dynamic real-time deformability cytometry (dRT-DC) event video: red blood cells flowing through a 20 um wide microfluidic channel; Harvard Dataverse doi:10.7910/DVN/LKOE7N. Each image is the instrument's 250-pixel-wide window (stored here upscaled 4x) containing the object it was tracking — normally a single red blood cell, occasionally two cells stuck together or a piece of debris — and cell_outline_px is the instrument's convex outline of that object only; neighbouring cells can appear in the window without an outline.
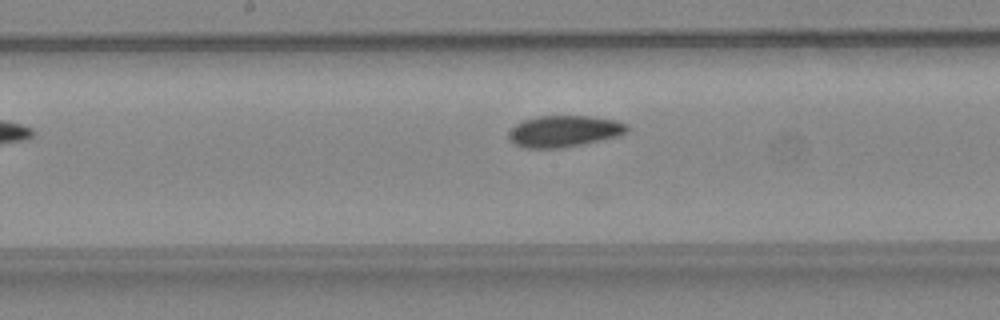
{"species": "common noctule bat (a hibernating species)", "species_latin": "Nyctalus noctula", "temperature_condition": "warm", "stored_images_in_passage": 28, "camera_frame_rate_fps": 3000, "um_per_image_px": 0.085, "animal": {"sex": "female", "body_mass_g": 24.6, "forearm_length_mm": 56.2}, "frame": {"image": 1, "passage_image": 14, "time_ms": 4.333, "image_size_px": [1000, 320], "cell_outline_px": [[628, 132], [620, 136], [584, 144], [564, 148], [524, 148], [512, 144], [508, 140], [508, 132], [516, 124], [524, 120], [540, 116], [588, 116], [616, 120], [628, 124]], "centroid_in_image_um": [47.95, 11.17], "position_along_channel_um": 200.2, "area_um2": 22.02}}
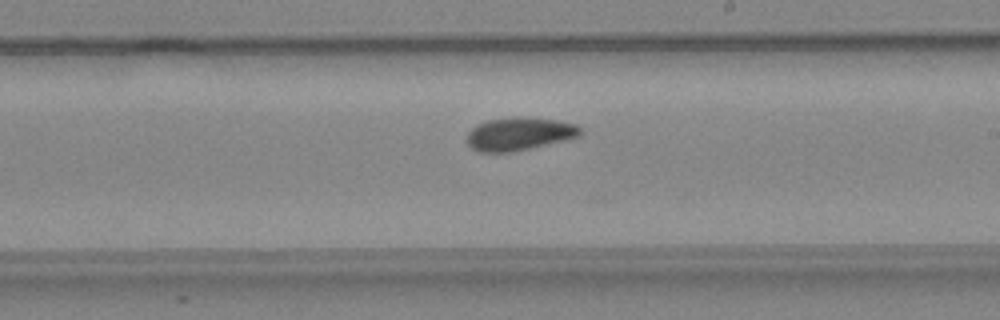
{"frame": {"image": 2, "passage_image": 17, "time_ms": 5.333, "image_size_px": [1000, 320], "cell_outline_px": [[580, 136], [512, 152], [480, 152], [472, 148], [468, 144], [468, 132], [476, 124], [488, 120], [512, 116], [524, 116], [556, 120], [576, 124], [580, 128]], "centroid_in_image_um": [44.11, 11.36], "position_along_channel_um": 244.9, "area_um2": 21.73}}
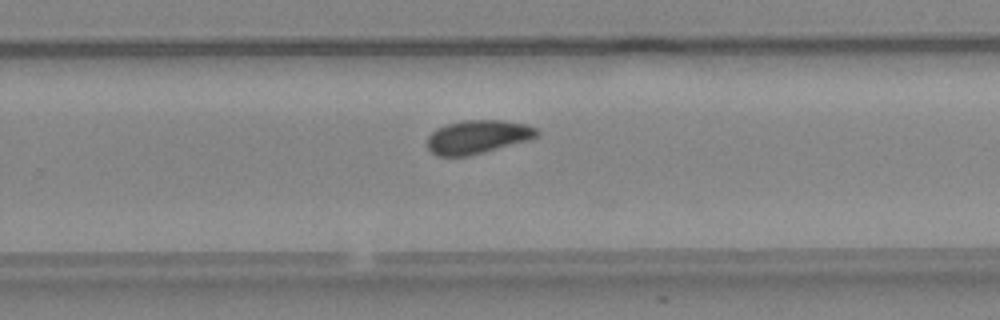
{"frame": {"image": 3, "passage_image": 20, "time_ms": 6.333, "image_size_px": [1000, 320], "cell_outline_px": [[540, 136], [532, 140], [468, 156], [436, 156], [428, 148], [428, 136], [436, 128], [448, 124], [464, 120], [504, 120], [528, 124], [536, 128], [540, 132]], "centroid_in_image_um": [40.67, 11.63], "position_along_channel_um": 289.1, "area_um2": 21.73}, "authors_computed_cell_mechanics": {"area_um2": 21.3571, "velocity_mm_per_s": 4.4714, "shape_relaxation_time_tau1_ms": null, "shape_relaxation_time_tau2_ms": 2.6387, "deformation_change_tau1": null, "deformation_change_tau2": 0.0882}}